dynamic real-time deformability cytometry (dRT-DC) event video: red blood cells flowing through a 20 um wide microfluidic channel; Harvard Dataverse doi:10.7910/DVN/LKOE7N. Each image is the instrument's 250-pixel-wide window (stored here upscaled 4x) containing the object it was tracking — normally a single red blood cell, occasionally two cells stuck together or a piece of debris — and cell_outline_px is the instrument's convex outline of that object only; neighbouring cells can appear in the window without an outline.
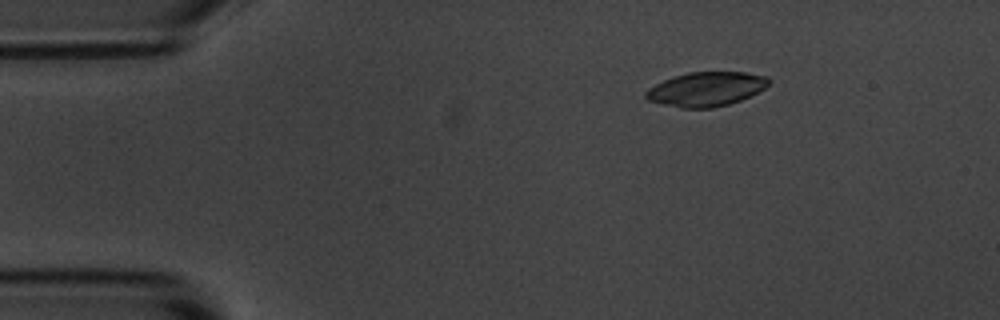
{"species": "common noctule bat (a hibernating species)", "species_latin": "Nyctalus noctula", "temperature_condition": "room temperature", "stored_images_in_passage": 3, "camera_frame_rate_fps": 3000, "um_per_image_px": 0.085, "animal": {"sex": "male", "body_mass_g": 20.1, "forearm_length_mm": 53.5}, "frame": {"image": 1, "passage_image": 1, "time_ms": 0.0, "image_size_px": [1000, 320], "cell_outline_px": [[772, 80], [764, 88], [740, 100], [728, 104], [712, 108], [680, 108], [648, 100], [644, 96], [644, 92], [648, 88], [672, 76], [688, 72], [744, 72], [764, 76]], "centroid_in_image_um": [59.98, 7.57], "position_along_channel_um": 25.0, "area_um2": 24.39}}